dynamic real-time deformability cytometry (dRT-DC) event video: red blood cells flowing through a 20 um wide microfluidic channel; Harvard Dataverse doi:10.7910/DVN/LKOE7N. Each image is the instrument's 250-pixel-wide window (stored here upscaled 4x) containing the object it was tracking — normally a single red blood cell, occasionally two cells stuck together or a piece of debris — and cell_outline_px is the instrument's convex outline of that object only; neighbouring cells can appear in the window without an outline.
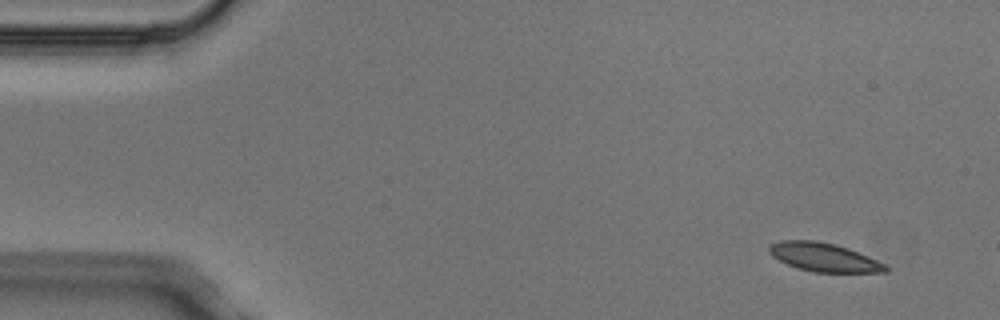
{"species": "Egyptian fruit bat (a non-hibernating species)", "species_latin": "Rousettus aegyptiacus", "temperature_condition": "cold", "stored_images_in_passage": 3, "camera_frame_rate_fps": 3000, "um_per_image_px": 0.085, "animal": {"sex": "male"}, "frame": {"image": 1, "passage_image": 1, "time_ms": 0.0, "image_size_px": [1000, 320], "cell_outline_px": [[888, 272], [812, 272], [796, 268], [772, 256], [768, 252], [768, 248], [772, 244], [780, 240], [816, 240], [836, 244], [848, 248], [888, 264]], "centroid_in_image_um": [70.05, 21.86], "position_along_channel_um": 14.9, "area_um2": 19.54}}